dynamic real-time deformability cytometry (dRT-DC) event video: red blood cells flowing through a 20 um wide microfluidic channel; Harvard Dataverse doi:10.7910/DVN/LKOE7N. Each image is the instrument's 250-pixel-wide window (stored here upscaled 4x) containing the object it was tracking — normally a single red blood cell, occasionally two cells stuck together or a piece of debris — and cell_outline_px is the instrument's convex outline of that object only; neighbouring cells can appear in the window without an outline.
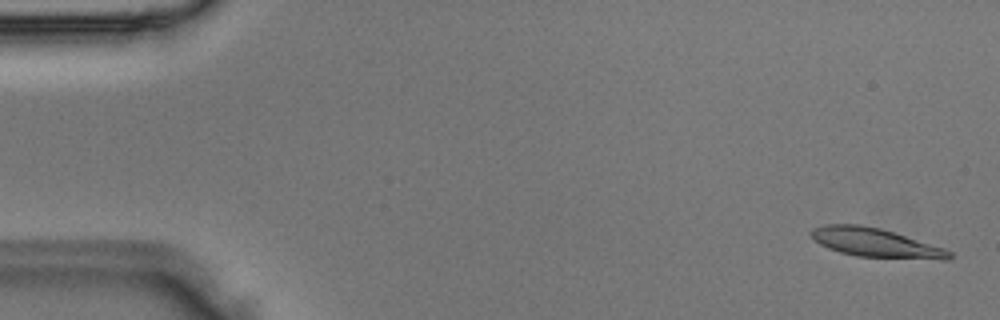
{"species": "Egyptian fruit bat (a non-hibernating species)", "species_latin": "Rousettus aegyptiacus", "temperature_condition": "room temperature", "stored_images_in_passage": 50, "camera_frame_rate_fps": 3000, "um_per_image_px": 0.085, "animal": {"sex": "male"}, "frame": {"image": 1, "passage_image": 2, "time_ms": 0.333, "image_size_px": [1000, 320], "cell_outline_px": [[952, 256], [948, 260], [940, 260], [856, 256], [840, 252], [828, 248], [820, 244], [808, 232], [812, 228], [824, 224], [860, 224], [880, 228], [944, 248], [952, 252]], "centroid_in_image_um": [74.41, 20.63], "position_along_channel_um": 10.6, "area_um2": 23.29}}
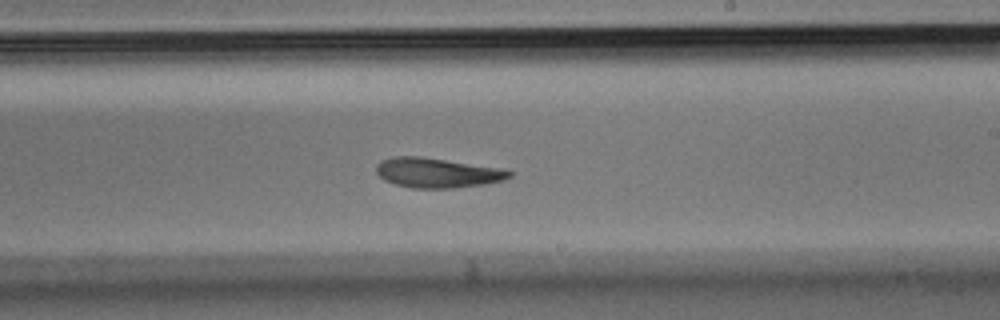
{"frame": {"image": 2, "passage_image": 29, "time_ms": 9.333, "image_size_px": [1000, 320], "cell_outline_px": [[512, 176], [504, 180], [488, 184], [456, 188], [412, 188], [396, 184], [384, 180], [376, 172], [376, 164], [380, 160], [392, 156], [420, 156], [504, 168], [512, 172]], "centroid_in_image_um": [37.19, 14.68], "position_along_channel_um": 251.8, "area_um2": 23.47}}
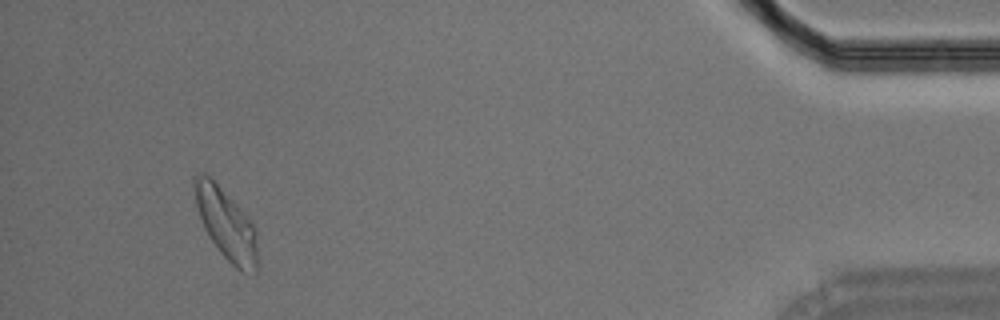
{"frame": {"image": 3, "passage_image": 46, "time_ms": 15.0, "image_size_px": [1000, 320], "cell_outline_px": [[256, 272], [240, 272], [220, 252], [204, 228], [196, 204], [192, 184], [192, 180], [196, 176], [204, 172], [248, 216], [256, 228]], "centroid_in_image_um": [19.21, 19.05], "position_along_channel_um": 416.0, "area_um2": 25.43}}